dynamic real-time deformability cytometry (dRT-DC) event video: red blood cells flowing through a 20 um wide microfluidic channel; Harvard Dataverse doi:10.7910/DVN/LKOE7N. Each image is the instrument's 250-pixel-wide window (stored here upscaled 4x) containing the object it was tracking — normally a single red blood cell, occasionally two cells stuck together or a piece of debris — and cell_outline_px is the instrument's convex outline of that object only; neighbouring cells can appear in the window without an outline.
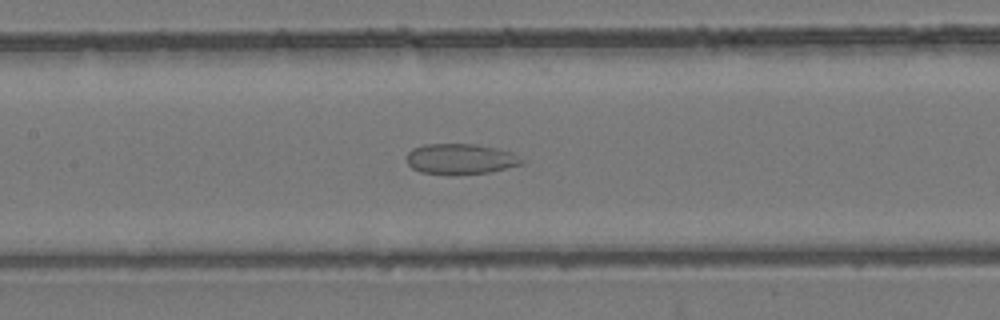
{"species": "common noctule bat (a hibernating species)", "species_latin": "Nyctalus noctula", "temperature_condition": "room temperature", "stored_images_in_passage": 42, "camera_frame_rate_fps": 3000, "um_per_image_px": 0.085, "animal": {"sex": "female", "body_mass_g": 24.6, "forearm_length_mm": 56.2}, "frame": {"image": 1, "passage_image": 14, "time_ms": 4.333, "image_size_px": [1000, 320], "cell_outline_px": [[528, 160], [524, 164], [488, 172], [420, 172], [412, 168], [408, 164], [408, 152], [412, 148], [424, 144], [476, 144], [500, 148], [512, 152]], "centroid_in_image_um": [39.23, 13.46], "position_along_channel_um": 168.2, "area_um2": 20.06}}
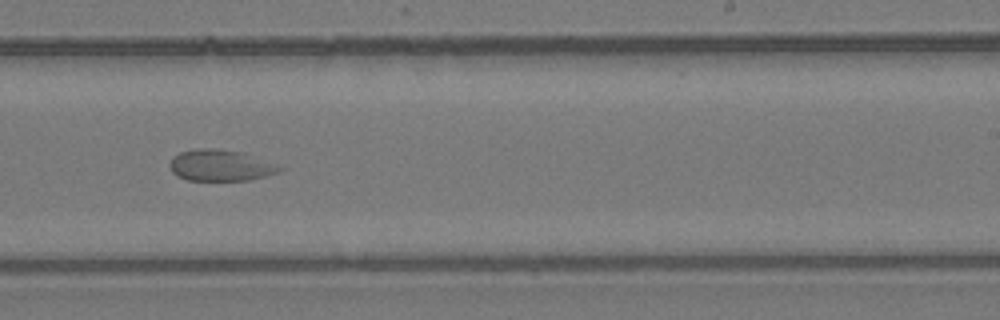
{"frame": {"image": 2, "passage_image": 22, "time_ms": 7.0, "image_size_px": [1000, 320], "cell_outline_px": [[284, 168], [280, 172], [248, 180], [188, 180], [176, 176], [172, 172], [168, 164], [172, 156], [180, 152], [200, 148], [212, 148], [244, 152]], "centroid_in_image_um": [18.69, 14.05], "position_along_channel_um": 270.3, "area_um2": 20.0}}
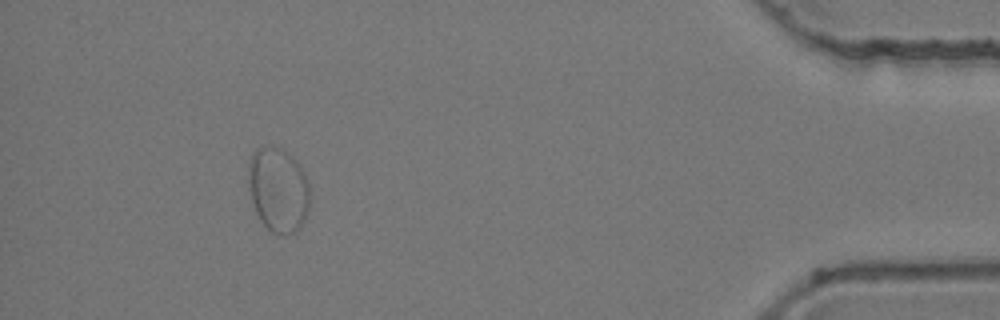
{"frame": {"image": 3, "passage_image": 38, "time_ms": 12.333, "image_size_px": [1000, 320], "cell_outline_px": [[308, 212], [300, 228], [292, 232], [272, 232], [260, 220], [256, 212], [252, 200], [248, 180], [248, 164], [252, 152], [256, 148], [284, 148], [296, 160], [304, 172], [308, 184]], "centroid_in_image_um": [23.64, 16.09], "position_along_channel_um": 411.6, "area_um2": 29.88}}